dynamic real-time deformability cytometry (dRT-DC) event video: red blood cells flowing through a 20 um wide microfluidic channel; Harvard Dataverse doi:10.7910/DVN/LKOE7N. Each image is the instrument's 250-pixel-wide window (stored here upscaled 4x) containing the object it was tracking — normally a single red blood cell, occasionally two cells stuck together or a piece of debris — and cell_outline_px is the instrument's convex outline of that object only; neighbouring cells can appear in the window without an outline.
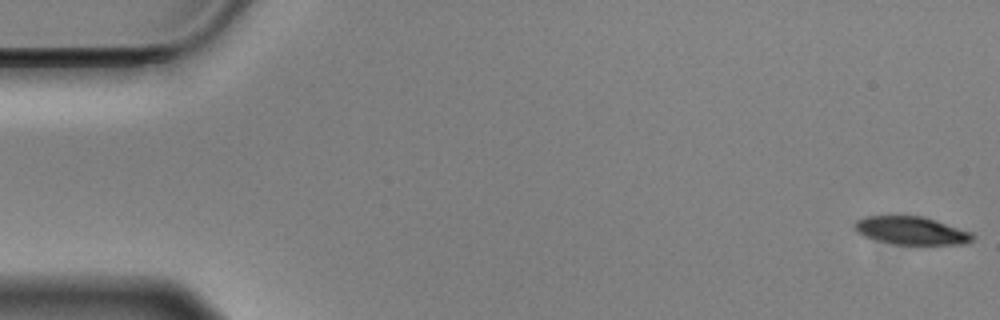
{"species": "Egyptian fruit bat (a non-hibernating species)", "species_latin": "Rousettus aegyptiacus", "temperature_condition": "cold", "stored_images_in_passage": 12, "camera_frame_rate_fps": 3000, "um_per_image_px": 0.085, "animal": {"sex": "male"}, "frame": {"image": 1, "passage_image": 1, "time_ms": 0.0, "image_size_px": [1000, 320], "cell_outline_px": [[976, 236], [972, 240], [964, 244], [916, 248], [876, 240], [864, 236], [856, 232], [852, 224], [856, 220], [864, 216], [924, 216], [972, 232]], "centroid_in_image_um": [77.5, 19.65], "position_along_channel_um": 7.5, "area_um2": 20.35}}